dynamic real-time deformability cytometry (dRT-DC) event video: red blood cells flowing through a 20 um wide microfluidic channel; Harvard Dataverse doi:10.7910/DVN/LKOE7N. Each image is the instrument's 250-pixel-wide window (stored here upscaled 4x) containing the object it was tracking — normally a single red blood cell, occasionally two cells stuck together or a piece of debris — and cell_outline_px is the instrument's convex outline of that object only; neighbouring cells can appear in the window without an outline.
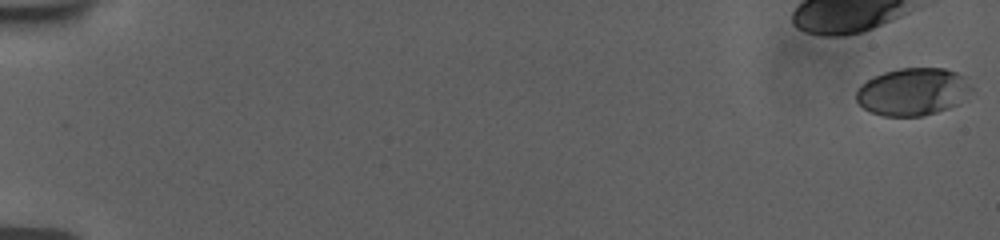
{"species": "human", "species_latin": "Homo sapiens", "temperature_condition": "room temperature", "stored_images_in_passage": 20, "camera_frame_rate_fps": 3000, "um_per_image_px": 0.085, "donor": {"sex": "female"}, "frame": {"image": 1, "passage_image": 1, "time_ms": 0.0, "image_size_px": [1000, 240], "cell_outline_px": [[972, 88], [956, 104], [948, 108], [924, 116], [884, 116], [872, 112], [864, 108], [856, 100], [856, 92], [872, 76], [884, 72], [900, 68], [944, 68], [956, 72], [964, 76]], "centroid_in_image_um": [77.57, 7.79], "position_along_channel_um": 7.4, "area_um2": 31.5}}